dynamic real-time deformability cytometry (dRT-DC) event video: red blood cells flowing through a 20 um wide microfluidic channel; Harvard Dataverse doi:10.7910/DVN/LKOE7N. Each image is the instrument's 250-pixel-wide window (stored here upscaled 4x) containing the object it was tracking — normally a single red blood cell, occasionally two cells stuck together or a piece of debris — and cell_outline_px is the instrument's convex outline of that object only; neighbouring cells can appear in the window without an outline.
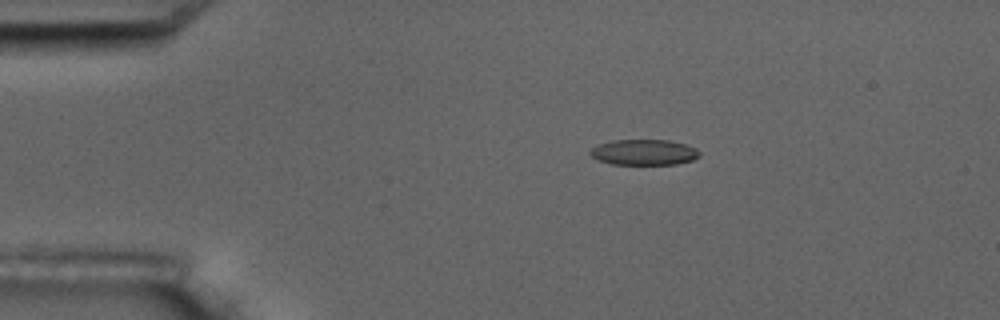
{"species": "common noctule bat (a hibernating species)", "species_latin": "Nyctalus noctula", "temperature_condition": "room temperature", "stored_images_in_passage": 3, "camera_frame_rate_fps": 3000, "um_per_image_px": 0.085, "animal": {"sex": "male", "body_mass_g": 17.5, "forearm_length_mm": 52.3}, "frame": {"image": 1, "passage_image": 2, "time_ms": 1.0, "image_size_px": [1000, 320], "cell_outline_px": [[700, 156], [692, 160], [676, 164], [612, 164], [600, 160], [592, 156], [588, 152], [592, 148], [600, 144], [612, 140], [668, 140], [684, 144], [696, 148], [700, 152]], "centroid_in_image_um": [54.75, 12.94], "position_along_channel_um": 30.2, "area_um2": 16.18}}